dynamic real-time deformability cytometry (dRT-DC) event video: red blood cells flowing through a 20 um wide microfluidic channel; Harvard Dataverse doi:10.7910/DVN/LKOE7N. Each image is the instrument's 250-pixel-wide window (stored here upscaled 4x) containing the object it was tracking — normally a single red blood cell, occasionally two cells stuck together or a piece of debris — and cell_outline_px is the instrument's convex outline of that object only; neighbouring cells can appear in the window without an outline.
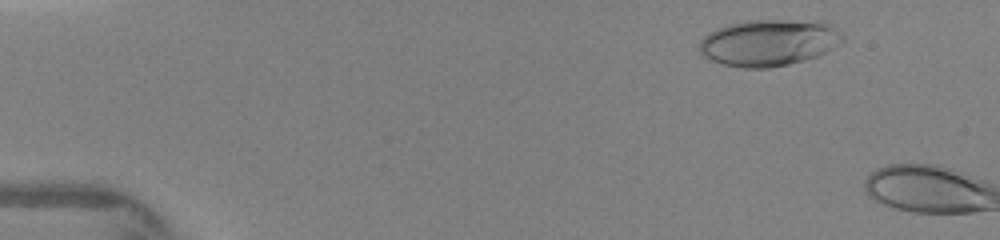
{"species": "human", "species_latin": "Homo sapiens", "temperature_condition": "warm", "stored_images_in_passage": 12, "camera_frame_rate_fps": 3000, "um_per_image_px": 0.085, "donor": {"sex": "female"}, "frame": {"image": 1, "passage_image": 8, "time_ms": 1.333, "image_size_px": [1000, 240], "cell_outline_px": [[844, 40], [832, 48], [816, 56], [804, 60], [788, 64], [768, 68], [740, 68], [724, 64], [700, 56], [696, 48], [700, 40], [708, 32], [716, 28], [728, 24], [744, 20], [820, 20], [832, 24]], "centroid_in_image_um": [65.28, 3.61], "position_along_channel_um": 19.7, "area_um2": 39.3}}